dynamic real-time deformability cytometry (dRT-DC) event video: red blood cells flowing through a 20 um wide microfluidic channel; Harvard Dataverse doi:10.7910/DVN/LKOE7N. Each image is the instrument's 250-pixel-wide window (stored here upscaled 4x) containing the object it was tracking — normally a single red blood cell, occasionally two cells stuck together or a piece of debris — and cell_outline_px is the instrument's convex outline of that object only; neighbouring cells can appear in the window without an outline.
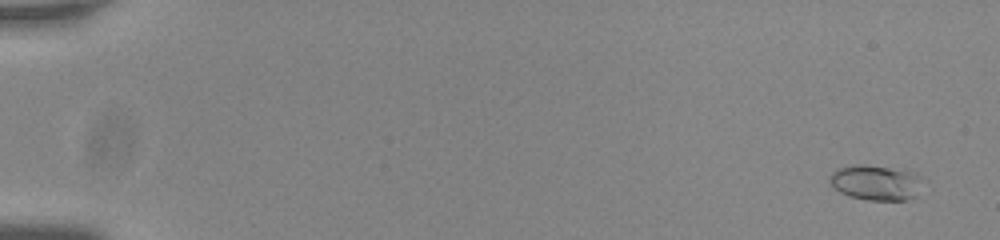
{"species": "common noctule bat (a hibernating species)", "species_latin": "Nyctalus noctula", "temperature_condition": "room temperature", "stored_images_in_passage": 57, "camera_frame_rate_fps": 3000, "um_per_image_px": 0.085, "animal": {"sex": "male", "body_mass_g": 20.0, "forearm_length_mm": 53.3}, "frame": {"image": 1, "passage_image": 3, "time_ms": 0.667, "image_size_px": [1000, 240], "cell_outline_px": [[928, 180], [916, 196], [908, 200], [868, 200], [848, 196], [840, 192], [828, 180], [832, 172], [836, 168], [852, 164], [864, 164], [904, 168], [916, 172]], "centroid_in_image_um": [74.56, 15.49], "position_along_channel_um": 10.4, "area_um2": 20.11}}
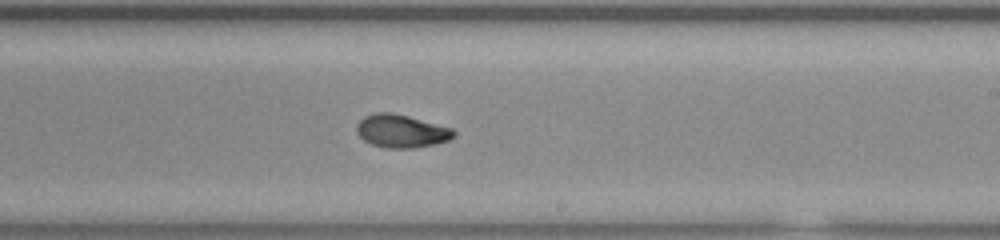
{"frame": {"image": 2, "passage_image": 36, "time_ms": 11.667, "image_size_px": [1000, 240], "cell_outline_px": [[456, 132], [448, 140], [436, 144], [412, 148], [388, 148], [372, 144], [364, 140], [356, 132], [356, 124], [364, 116], [376, 112], [392, 112], [408, 116], [452, 128]], "centroid_in_image_um": [34.08, 11.13], "position_along_channel_um": 254.9, "area_um2": 18.61}}
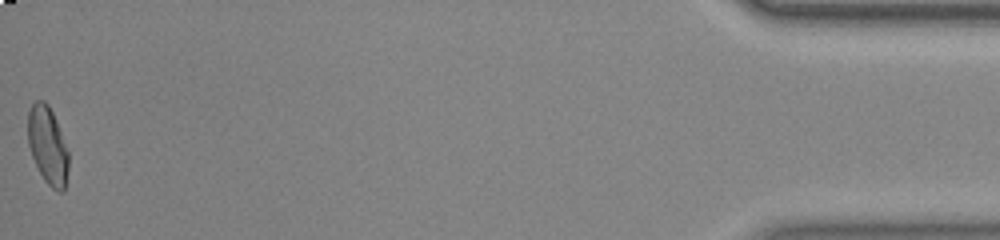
{"frame": {"image": 3, "passage_image": 57, "time_ms": 18.667, "image_size_px": [1000, 240], "cell_outline_px": [[68, 168], [64, 192], [60, 192], [52, 188], [44, 180], [32, 156], [28, 144], [28, 112], [32, 104], [36, 100], [44, 100], [48, 104], [56, 120], [68, 152]], "centroid_in_image_um": [4.05, 12.36], "position_along_channel_um": 431.2, "area_um2": 18.21}, "authors_computed_cell_mechanics": {"area_um2": 18.2648, "velocity_mm_per_s": 3.7535, "shape_relaxation_time_tau1_ms": 5.5687, "shape_relaxation_time_tau2_ms": 1.5715, "deformation_change_tau1": 0.1626, "deformation_change_tau2": 0.0538}}